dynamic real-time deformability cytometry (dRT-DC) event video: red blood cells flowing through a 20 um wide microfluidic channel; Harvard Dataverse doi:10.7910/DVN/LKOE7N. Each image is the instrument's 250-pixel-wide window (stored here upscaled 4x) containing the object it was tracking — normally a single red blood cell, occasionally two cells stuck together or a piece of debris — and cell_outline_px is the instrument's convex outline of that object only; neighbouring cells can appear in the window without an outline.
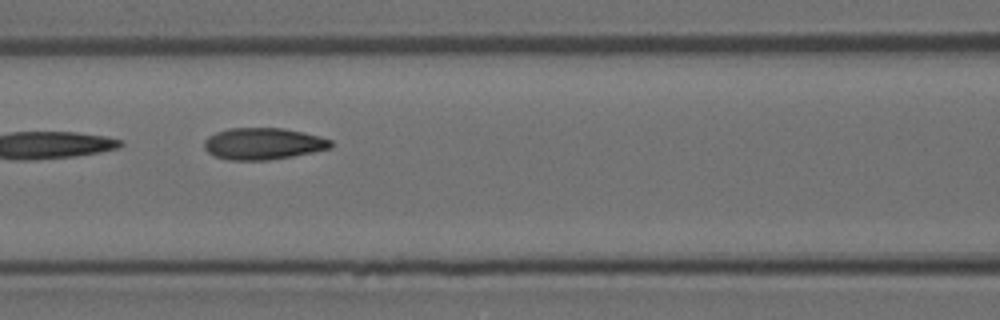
{"species": "Egyptian fruit bat (a non-hibernating species)", "species_latin": "Rousettus aegyptiacus", "temperature_condition": "room temperature", "stored_images_in_passage": 3, "camera_frame_rate_fps": 3000, "um_per_image_px": 0.085, "animal": {"sex": "female"}, "frame": {"image": 1, "passage_image": 3, "time_ms": 0.667, "image_size_px": [1000, 320], "cell_outline_px": [[332, 148], [292, 156], [268, 160], [228, 160], [212, 156], [204, 148], [204, 140], [208, 136], [216, 132], [228, 128], [284, 128], [304, 132], [320, 136], [332, 140]], "centroid_in_image_um": [22.35, 12.21], "position_along_channel_um": 144.3, "area_um2": 23.58}}